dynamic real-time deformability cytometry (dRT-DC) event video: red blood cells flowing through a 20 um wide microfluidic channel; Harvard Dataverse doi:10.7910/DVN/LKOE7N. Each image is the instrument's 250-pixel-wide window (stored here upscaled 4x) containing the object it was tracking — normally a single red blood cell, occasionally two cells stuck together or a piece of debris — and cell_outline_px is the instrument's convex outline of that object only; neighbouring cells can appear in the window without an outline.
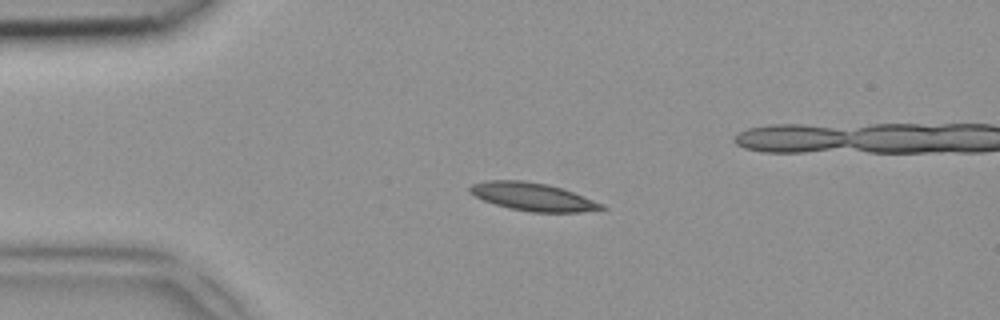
{"species": "common noctule bat (a hibernating species)", "species_latin": "Nyctalus noctula", "temperature_condition": "room temperature", "stored_images_in_passage": 38, "camera_frame_rate_fps": 3000, "um_per_image_px": 0.085, "animal": {"sex": "female", "body_mass_g": 18.4}, "frame": {"image": 1, "passage_image": 1, "time_ms": 0.0, "image_size_px": [1000, 320], "cell_outline_px": [[608, 208], [580, 212], [532, 212], [508, 208], [484, 200], [468, 192], [468, 188], [472, 184], [484, 180], [524, 180], [548, 184], [564, 188], [604, 204]], "centroid_in_image_um": [45.3, 16.71], "position_along_channel_um": 39.7, "area_um2": 21.62}}
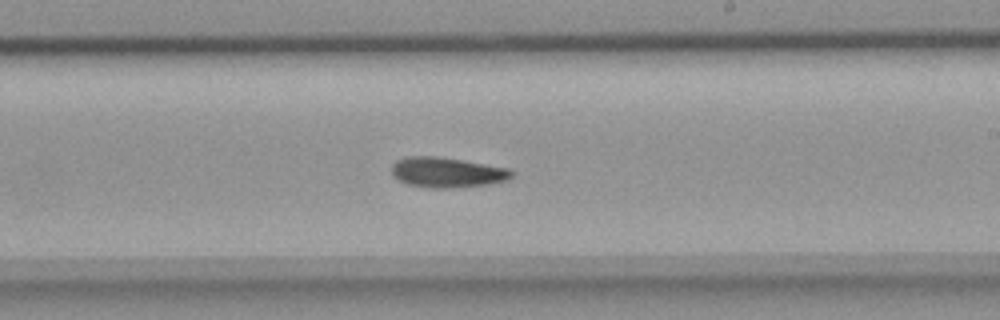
{"frame": {"image": 2, "passage_image": 18, "time_ms": 5.667, "image_size_px": [1000, 320], "cell_outline_px": [[516, 172], [508, 180], [488, 184], [448, 188], [428, 188], [408, 184], [400, 180], [392, 172], [392, 164], [396, 160], [408, 156], [436, 156], [508, 168]], "centroid_in_image_um": [38.01, 14.65], "position_along_channel_um": 251.0, "area_um2": 20.92}}
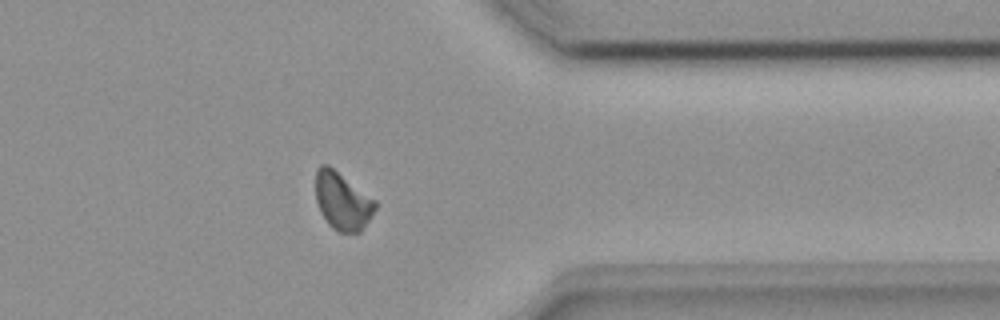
{"frame": {"image": 3, "passage_image": 28, "time_ms": 9.0, "image_size_px": [1000, 320], "cell_outline_px": [[376, 208], [360, 232], [340, 232], [332, 228], [328, 224], [320, 212], [316, 200], [316, 168], [320, 164], [328, 164], [376, 200]], "centroid_in_image_um": [29.08, 17.07], "position_along_channel_um": 382.3, "area_um2": 19.94}}